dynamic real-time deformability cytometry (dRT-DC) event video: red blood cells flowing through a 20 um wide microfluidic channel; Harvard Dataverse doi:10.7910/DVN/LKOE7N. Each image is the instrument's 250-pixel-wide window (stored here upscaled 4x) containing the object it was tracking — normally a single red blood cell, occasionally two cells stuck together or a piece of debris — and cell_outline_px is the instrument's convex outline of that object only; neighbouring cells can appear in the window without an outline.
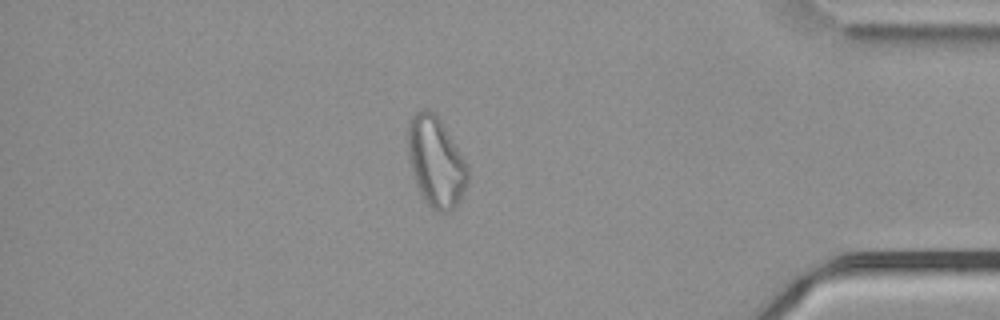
{"species": "common noctule bat (a hibernating species)", "species_latin": "Nyctalus noctula", "temperature_condition": "cold", "stored_images_in_passage": 56, "camera_frame_rate_fps": 3000, "um_per_image_px": 0.085, "animal": {"sex": "male", "body_mass_g": 21.5, "forearm_length_mm": 52.0}, "frame": {"image": 1, "passage_image": 48, "time_ms": 15.667, "image_size_px": [1000, 320], "cell_outline_px": [[468, 184], [456, 204], [448, 212], [440, 212], [432, 208], [428, 204], [420, 192], [416, 184], [408, 156], [408, 120], [416, 112], [428, 108], [440, 120], [468, 168]], "centroid_in_image_um": [37.03, 13.75], "position_along_channel_um": 398.2, "area_um2": 30.63}}